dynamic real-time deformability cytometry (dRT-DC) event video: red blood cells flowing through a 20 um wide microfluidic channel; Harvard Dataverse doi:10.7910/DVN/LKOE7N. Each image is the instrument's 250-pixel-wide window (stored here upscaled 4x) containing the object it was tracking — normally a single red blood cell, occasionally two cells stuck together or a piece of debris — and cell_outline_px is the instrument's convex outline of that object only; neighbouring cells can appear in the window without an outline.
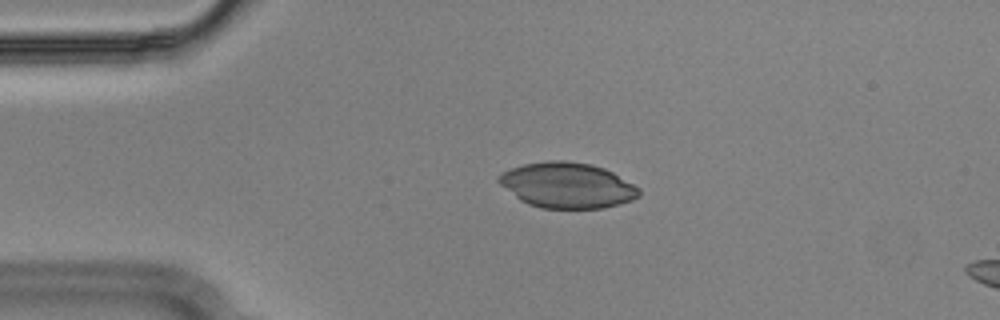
{"species": "Egyptian fruit bat (a non-hibernating species)", "species_latin": "Rousettus aegyptiacus", "temperature_condition": "cold", "stored_images_in_passage": 17, "camera_frame_rate_fps": 3000, "um_per_image_px": 0.085, "animal": {"sex": "male"}, "frame": {"image": 1, "passage_image": 12, "time_ms": 3.667, "image_size_px": [1000, 320], "cell_outline_px": [[640, 196], [632, 200], [620, 204], [604, 208], [540, 208], [528, 204], [520, 200], [500, 184], [496, 180], [496, 176], [512, 168], [524, 164], [548, 160], [564, 160], [592, 164], [604, 168], [612, 172], [640, 188]], "centroid_in_image_um": [48.22, 15.75], "position_along_channel_um": 36.8, "area_um2": 37.22}}